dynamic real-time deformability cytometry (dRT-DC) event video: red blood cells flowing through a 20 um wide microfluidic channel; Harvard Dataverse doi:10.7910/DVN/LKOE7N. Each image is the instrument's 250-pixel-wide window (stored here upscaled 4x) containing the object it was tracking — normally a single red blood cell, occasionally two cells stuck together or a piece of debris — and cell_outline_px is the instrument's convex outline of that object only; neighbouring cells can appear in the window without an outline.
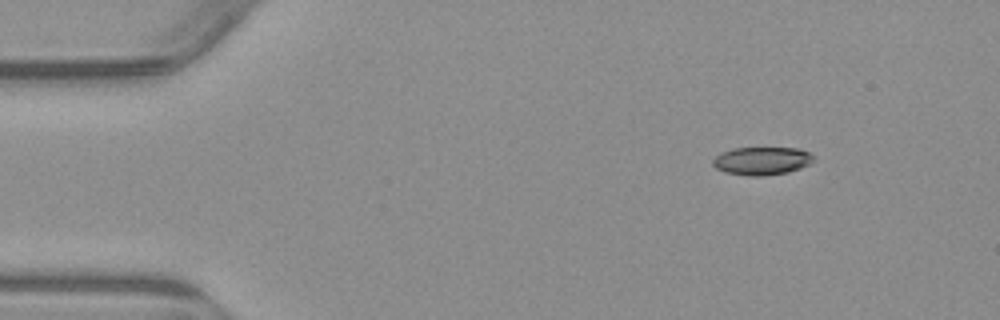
{"species": "common noctule bat (a hibernating species)", "species_latin": "Nyctalus noctula", "temperature_condition": "warm", "stored_images_in_passage": 5, "camera_frame_rate_fps": 3000, "um_per_image_px": 0.085, "animal": {"sex": "male", "body_mass_g": 23.1, "forearm_length_mm": 52.7}, "frame": {"image": 1, "passage_image": 1, "time_ms": 0.0, "image_size_px": [1000, 320], "cell_outline_px": [[816, 160], [800, 168], [788, 172], [764, 176], [748, 176], [724, 172], [716, 168], [712, 164], [712, 160], [720, 152], [732, 148], [800, 148], [808, 152]], "centroid_in_image_um": [64.73, 13.67], "position_along_channel_um": 20.3, "area_um2": 16.59}}
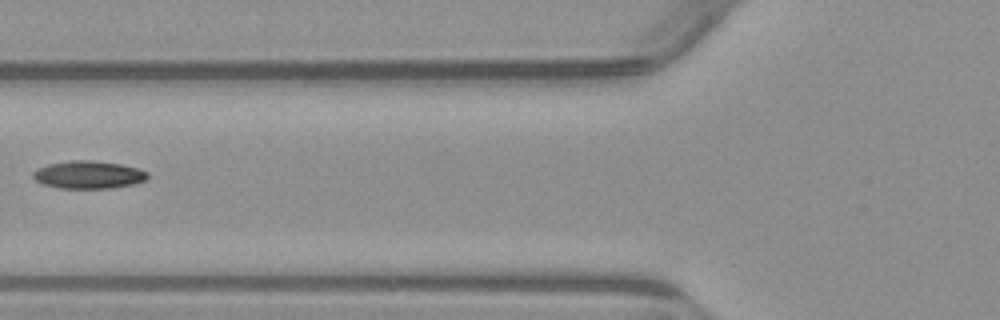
{"frame": {"image": 2, "passage_image": 4, "time_ms": 4.667, "image_size_px": [1000, 320], "cell_outline_px": [[148, 176], [144, 180], [136, 184], [112, 188], [56, 188], [40, 184], [32, 176], [32, 172], [36, 168], [48, 164], [72, 160], [96, 160], [120, 164], [136, 168], [148, 172]], "centroid_in_image_um": [7.48, 14.85], "position_along_channel_um": 118.3, "area_um2": 18.73}}
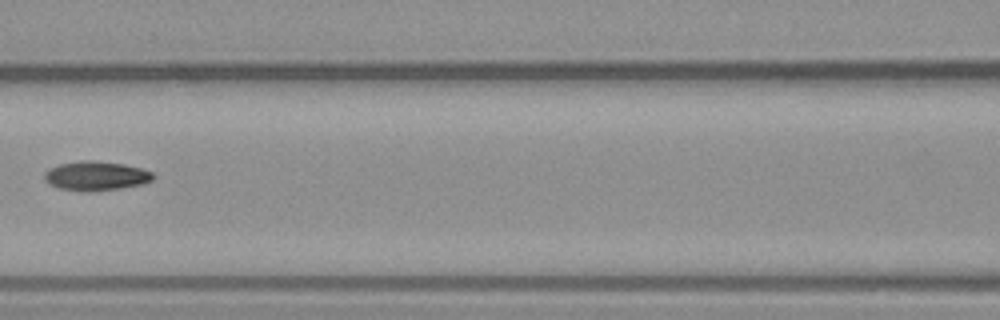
{"frame": {"image": 3, "passage_image": 5, "time_ms": 5.667, "image_size_px": [1000, 320], "cell_outline_px": [[156, 176], [152, 180], [144, 184], [120, 188], [60, 188], [44, 180], [44, 172], [48, 168], [60, 164], [80, 160], [92, 160], [124, 164], [140, 168], [152, 172]], "centroid_in_image_um": [8.2, 14.89], "position_along_channel_um": 158.4, "area_um2": 17.69}}